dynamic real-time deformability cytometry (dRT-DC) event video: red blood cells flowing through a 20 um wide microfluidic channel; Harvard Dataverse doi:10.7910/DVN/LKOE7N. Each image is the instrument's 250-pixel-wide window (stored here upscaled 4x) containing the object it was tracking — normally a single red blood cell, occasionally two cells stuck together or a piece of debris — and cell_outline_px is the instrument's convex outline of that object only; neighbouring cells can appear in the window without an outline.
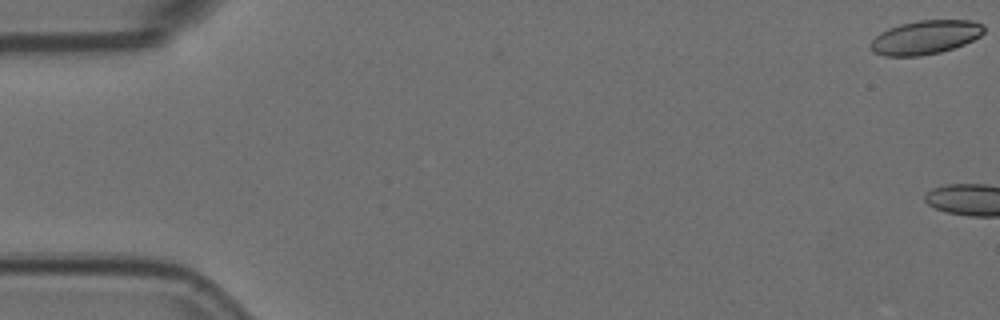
{"species": "Egyptian fruit bat (a non-hibernating species)", "species_latin": "Rousettus aegyptiacus", "temperature_condition": "room temperature", "stored_images_in_passage": 5, "camera_frame_rate_fps": 3000, "um_per_image_px": 0.085, "animal": {"sex": "female"}, "frame": {"image": 1, "passage_image": 1, "time_ms": 0.0, "image_size_px": [1000, 320], "cell_outline_px": [[984, 32], [980, 36], [964, 44], [940, 52], [920, 56], [884, 56], [872, 52], [868, 48], [868, 44], [880, 32], [888, 28], [900, 24], [920, 20], [972, 20], [984, 24]], "centroid_in_image_um": [78.62, 3.17], "position_along_channel_um": 6.4, "area_um2": 22.54}}